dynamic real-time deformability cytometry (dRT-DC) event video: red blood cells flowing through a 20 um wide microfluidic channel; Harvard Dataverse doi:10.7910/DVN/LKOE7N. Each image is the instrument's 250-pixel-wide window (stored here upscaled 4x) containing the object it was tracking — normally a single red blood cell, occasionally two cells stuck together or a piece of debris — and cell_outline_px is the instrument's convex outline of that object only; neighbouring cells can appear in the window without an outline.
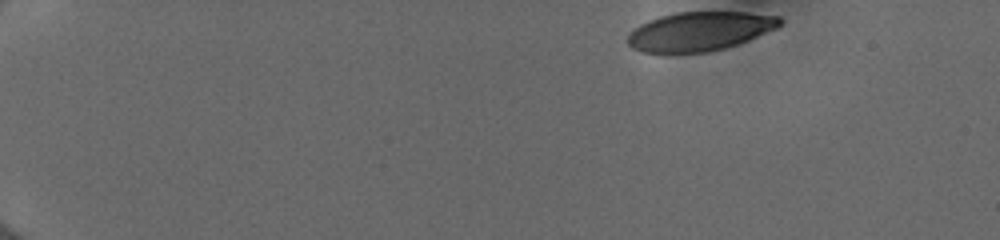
{"species": "human", "species_latin": "Homo sapiens", "temperature_condition": "cold", "stored_images_in_passage": 46, "camera_frame_rate_fps": 3000, "um_per_image_px": 0.085, "donor": {"sex": "female"}, "frame": {"image": 1, "passage_image": 1, "time_ms": 0.0, "image_size_px": [1000, 240], "cell_outline_px": [[784, 24], [776, 28], [748, 40], [724, 48], [708, 52], [640, 52], [632, 48], [628, 44], [628, 32], [632, 28], [648, 20], [660, 16], [676, 12], [748, 12], [780, 16], [784, 20]], "centroid_in_image_um": [59.47, 2.64], "position_along_channel_um": 25.5, "area_um2": 34.74}}
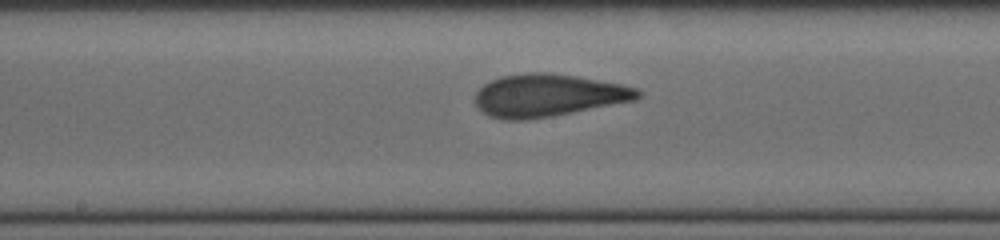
{"frame": {"image": 2, "passage_image": 24, "time_ms": 7.667, "image_size_px": [1000, 240], "cell_outline_px": [[644, 92], [636, 100], [552, 116], [524, 120], [504, 120], [488, 116], [476, 104], [476, 92], [484, 84], [500, 76], [532, 72], [544, 72], [576, 76], [620, 84], [640, 88]], "centroid_in_image_um": [46.61, 8.11], "position_along_channel_um": 201.6, "area_um2": 40.23}}
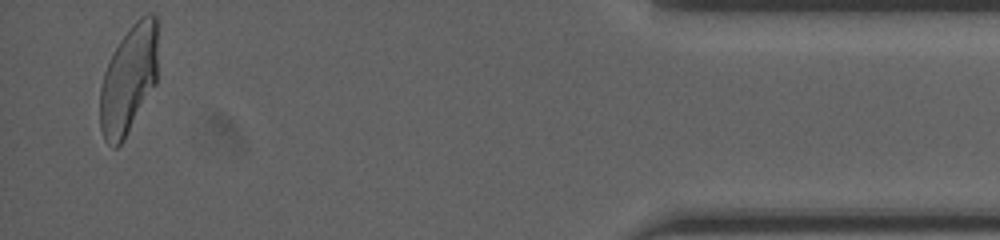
{"frame": {"image": 3, "passage_image": 45, "time_ms": 14.667, "image_size_px": [1000, 240], "cell_outline_px": [[156, 84], [124, 140], [116, 148], [112, 148], [104, 140], [100, 128], [100, 88], [104, 72], [112, 52], [120, 40], [132, 24], [140, 16], [148, 12], [152, 12], [156, 16]], "centroid_in_image_um": [10.91, 6.78], "position_along_channel_um": 424.3, "area_um2": 36.65}, "authors_computed_cell_mechanics": {"area_um2": 38.1191, "velocity_mm_per_s": 4.0027, "shape_relaxation_time_tau1_ms": 5.9815, "shape_relaxation_time_tau2_ms": 0.9788, "deformation_change_tau1": 0.2112, "deformation_change_tau2": 0.073}}